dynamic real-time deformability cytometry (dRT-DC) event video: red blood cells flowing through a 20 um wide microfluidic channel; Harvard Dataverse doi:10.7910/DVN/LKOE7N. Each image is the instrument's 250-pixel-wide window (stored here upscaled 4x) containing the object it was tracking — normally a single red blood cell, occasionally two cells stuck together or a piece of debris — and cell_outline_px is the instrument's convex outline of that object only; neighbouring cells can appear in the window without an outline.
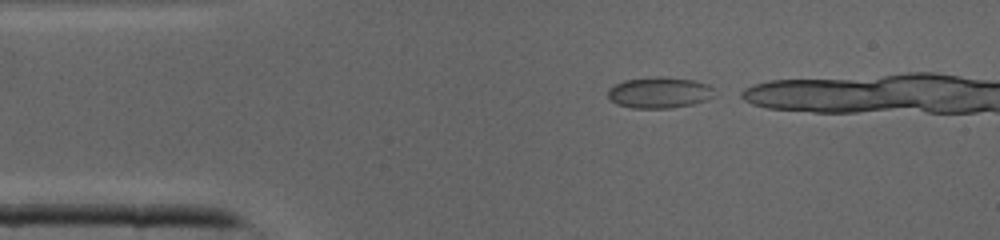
{"species": "common noctule bat (a hibernating species)", "species_latin": "Nyctalus noctula", "temperature_condition": "cold", "stored_images_in_passage": 9, "camera_frame_rate_fps": 3000, "um_per_image_px": 0.085, "animal": {"sex": "male", "body_mass_g": 19.0, "forearm_length_mm": 50.8}, "frame": {"image": 1, "passage_image": 1, "time_ms": 0.0, "image_size_px": [1000, 240], "cell_outline_px": [[712, 96], [708, 100], [692, 104], [668, 108], [632, 108], [616, 104], [608, 96], [608, 88], [624, 80], [656, 76], [660, 76], [692, 80], [708, 84], [712, 88]], "centroid_in_image_um": [56.02, 7.87], "position_along_channel_um": 29.0, "area_um2": 19.19}}
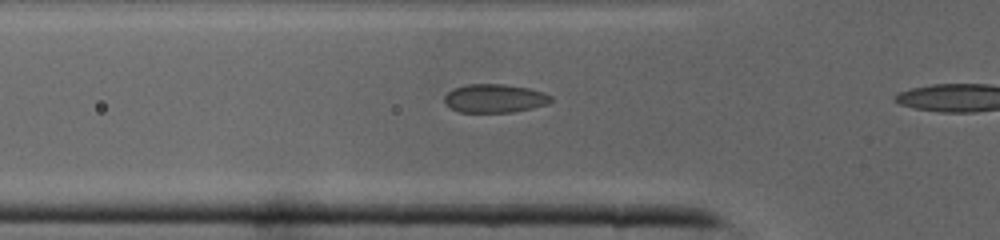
{"frame": {"image": 2, "passage_image": 7, "time_ms": 2.0, "image_size_px": [1000, 240], "cell_outline_px": [[552, 100], [548, 104], [532, 108], [512, 112], [460, 112], [452, 108], [444, 100], [444, 96], [448, 92], [456, 88], [468, 84], [504, 84], [528, 88], [544, 92], [552, 96]], "centroid_in_image_um": [42.09, 8.36], "position_along_channel_um": 83.7, "area_um2": 17.57}}